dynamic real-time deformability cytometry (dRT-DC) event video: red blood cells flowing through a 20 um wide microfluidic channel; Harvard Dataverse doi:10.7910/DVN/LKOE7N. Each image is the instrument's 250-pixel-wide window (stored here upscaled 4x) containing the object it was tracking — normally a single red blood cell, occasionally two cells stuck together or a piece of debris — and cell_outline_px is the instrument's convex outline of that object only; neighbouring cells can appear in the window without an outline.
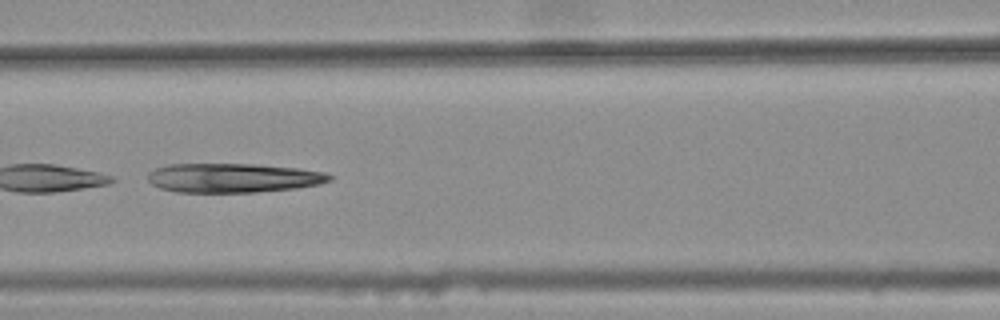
{"species": "common noctule bat (a hibernating species)", "species_latin": "Nyctalus noctula", "temperature_condition": "warm", "stored_images_in_passage": 38, "camera_frame_rate_fps": 3000, "um_per_image_px": 0.085, "animal": {"sex": "female", "body_mass_g": 25.1}, "frame": {"image": 1, "passage_image": 22, "time_ms": 7.0, "image_size_px": [1000, 320], "cell_outline_px": [[336, 176], [332, 180], [320, 184], [296, 188], [256, 192], [176, 192], [160, 188], [152, 184], [148, 180], [148, 172], [156, 168], [168, 164], [256, 164], [300, 168], [324, 172]], "centroid_in_image_um": [19.86, 15.12], "position_along_channel_um": 146.7, "area_um2": 31.21}}